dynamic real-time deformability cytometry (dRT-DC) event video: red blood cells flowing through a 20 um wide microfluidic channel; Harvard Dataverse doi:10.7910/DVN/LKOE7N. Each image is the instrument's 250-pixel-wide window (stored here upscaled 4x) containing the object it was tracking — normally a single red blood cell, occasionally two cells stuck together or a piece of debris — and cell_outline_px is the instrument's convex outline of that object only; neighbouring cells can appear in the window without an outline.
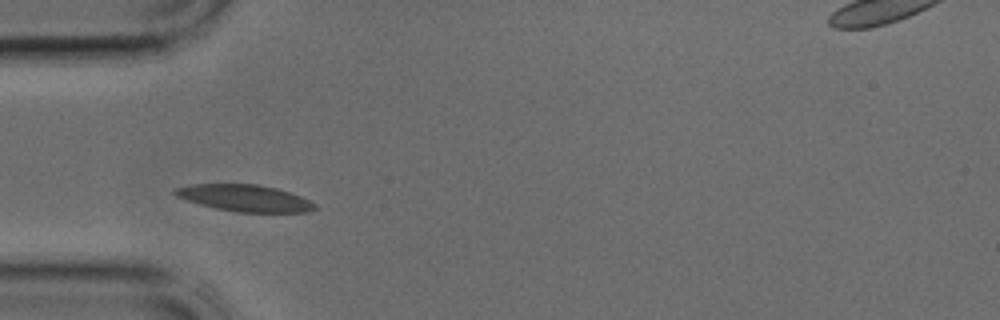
{"species": "common noctule bat (a hibernating species)", "species_latin": "Nyctalus noctula", "temperature_condition": "cold", "stored_images_in_passage": 28, "camera_frame_rate_fps": 3000, "um_per_image_px": 0.085, "animal": {"sex": "male", "body_mass_g": 17.9, "forearm_length_mm": 54.2}, "frame": {"image": 1, "passage_image": 1, "time_ms": 0.0, "image_size_px": [1000, 320], "cell_outline_px": [[316, 208], [308, 212], [236, 212], [216, 208], [200, 204], [176, 196], [172, 192], [172, 188], [192, 184], [256, 184], [276, 188], [300, 196], [316, 204]], "centroid_in_image_um": [20.77, 16.83], "position_along_channel_um": 64.2, "area_um2": 21.62}}
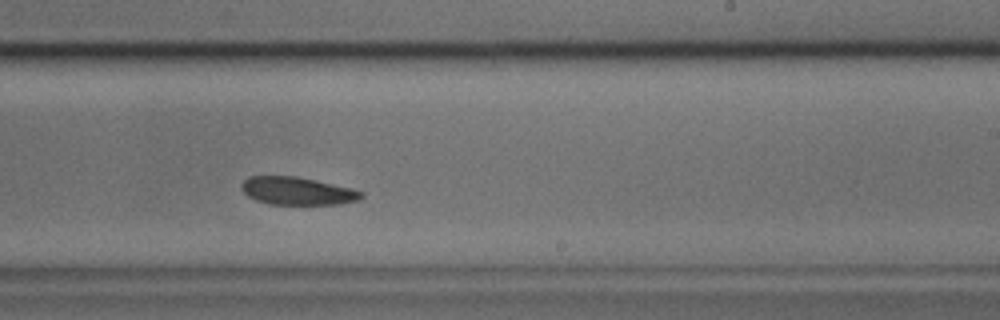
{"frame": {"image": 2, "passage_image": 13, "time_ms": 4.0, "image_size_px": [1000, 320], "cell_outline_px": [[364, 196], [360, 200], [340, 204], [268, 204], [256, 200], [248, 196], [240, 188], [240, 184], [248, 176], [296, 176], [316, 180], [352, 188], [364, 192]], "centroid_in_image_um": [25.28, 16.23], "position_along_channel_um": 263.7, "area_um2": 19.59}}
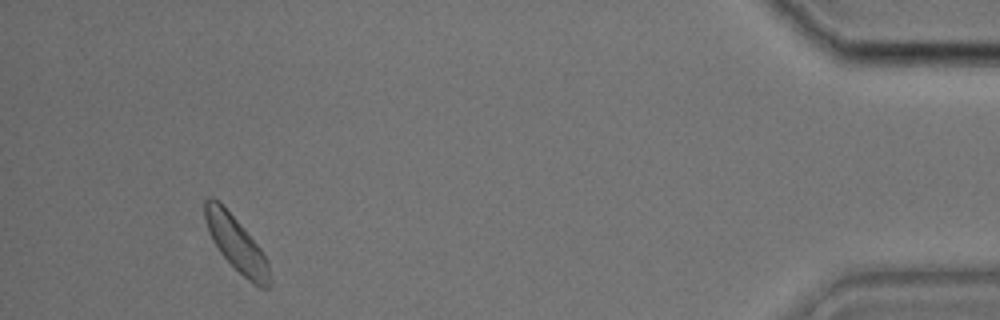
{"frame": {"image": 3, "passage_image": 26, "time_ms": 8.333, "image_size_px": [1000, 320], "cell_outline_px": [[272, 284], [268, 288], [260, 288], [248, 280], [220, 252], [212, 240], [208, 232], [204, 216], [204, 200], [208, 196], [212, 196], [240, 224], [260, 248], [268, 260]], "centroid_in_image_um": [20.1, 20.75], "position_along_channel_um": 415.1, "area_um2": 20.35}}